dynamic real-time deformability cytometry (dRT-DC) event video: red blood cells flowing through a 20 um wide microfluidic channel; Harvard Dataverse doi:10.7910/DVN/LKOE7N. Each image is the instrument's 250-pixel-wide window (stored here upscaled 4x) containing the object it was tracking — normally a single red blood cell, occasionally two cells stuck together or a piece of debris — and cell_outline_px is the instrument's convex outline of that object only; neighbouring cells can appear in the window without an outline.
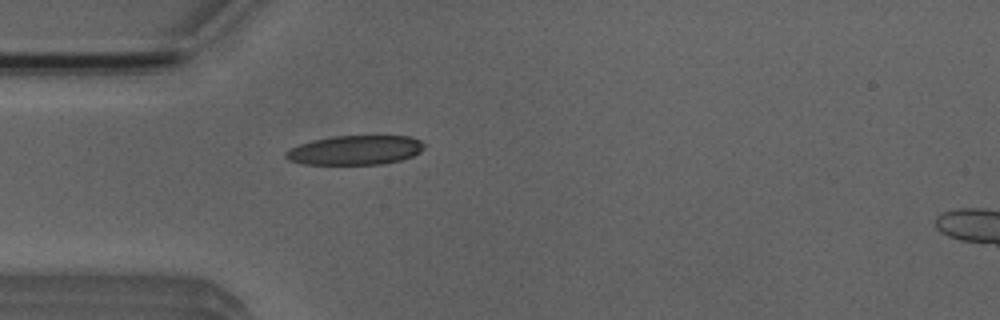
{"species": "Egyptian fruit bat (a non-hibernating species)", "species_latin": "Rousettus aegyptiacus", "temperature_condition": "room temperature", "stored_images_in_passage": 1, "camera_frame_rate_fps": 3000, "um_per_image_px": 0.085, "animal": {"sex": "male"}, "frame": {"image": 1, "passage_image": 1, "time_ms": 0.0, "image_size_px": [1000, 320], "cell_outline_px": [[428, 144], [420, 152], [412, 156], [400, 160], [380, 164], [300, 164], [288, 160], [284, 156], [284, 152], [288, 148], [312, 140], [336, 136], [412, 136]], "centroid_in_image_um": [30.18, 12.76], "position_along_channel_um": 54.8, "area_um2": 23.87}}